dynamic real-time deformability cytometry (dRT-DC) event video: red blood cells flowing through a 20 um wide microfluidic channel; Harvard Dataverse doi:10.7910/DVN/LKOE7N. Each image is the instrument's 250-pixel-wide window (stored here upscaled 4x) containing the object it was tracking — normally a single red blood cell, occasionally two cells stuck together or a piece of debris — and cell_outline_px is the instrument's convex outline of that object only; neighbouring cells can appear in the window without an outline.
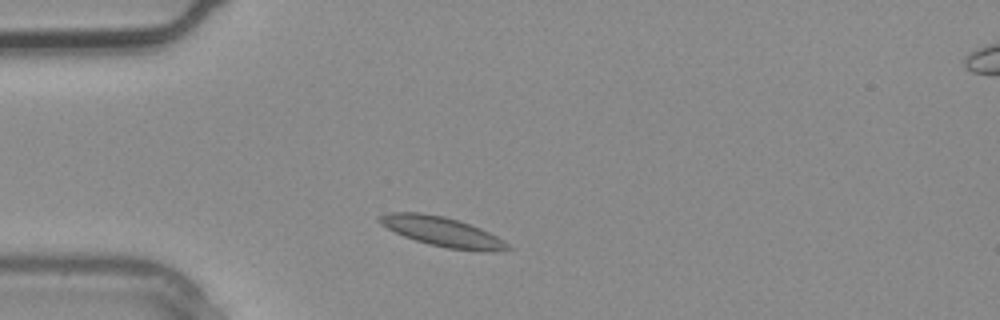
{"species": "common noctule bat (a hibernating species)", "species_latin": "Nyctalus noctula", "temperature_condition": "warm", "stored_images_in_passage": 2, "camera_frame_rate_fps": 3000, "um_per_image_px": 0.085, "animal": {"sex": "male", "body_mass_g": 20.4}, "frame": {"image": 1, "passage_image": 1, "time_ms": 0.0, "image_size_px": [1000, 320], "cell_outline_px": [[512, 248], [496, 252], [484, 252], [448, 248], [428, 244], [404, 236], [380, 224], [376, 220], [380, 216], [388, 212], [420, 212], [444, 216], [480, 228], [496, 236], [508, 244]], "centroid_in_image_um": [37.59, 19.7], "position_along_channel_um": 47.4, "area_um2": 21.96}}